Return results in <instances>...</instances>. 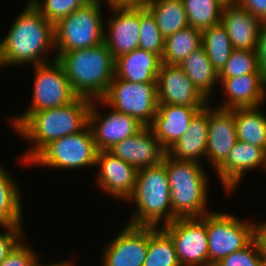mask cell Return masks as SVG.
<instances>
[{"instance_id": "1", "label": "cell", "mask_w": 266, "mask_h": 266, "mask_svg": "<svg viewBox=\"0 0 266 266\" xmlns=\"http://www.w3.org/2000/svg\"><path fill=\"white\" fill-rule=\"evenodd\" d=\"M92 100L77 97L73 102L38 112H25L11 120L20 136L30 141L28 153L20 156L23 164L29 161L49 142L80 132L88 124Z\"/></svg>"}, {"instance_id": "2", "label": "cell", "mask_w": 266, "mask_h": 266, "mask_svg": "<svg viewBox=\"0 0 266 266\" xmlns=\"http://www.w3.org/2000/svg\"><path fill=\"white\" fill-rule=\"evenodd\" d=\"M25 6L0 40V67L48 63L46 53L55 49L54 24L30 0Z\"/></svg>"}, {"instance_id": "3", "label": "cell", "mask_w": 266, "mask_h": 266, "mask_svg": "<svg viewBox=\"0 0 266 266\" xmlns=\"http://www.w3.org/2000/svg\"><path fill=\"white\" fill-rule=\"evenodd\" d=\"M55 56L78 97L101 100L105 96L115 77V59L105 42Z\"/></svg>"}, {"instance_id": "4", "label": "cell", "mask_w": 266, "mask_h": 266, "mask_svg": "<svg viewBox=\"0 0 266 266\" xmlns=\"http://www.w3.org/2000/svg\"><path fill=\"white\" fill-rule=\"evenodd\" d=\"M134 202L136 211L127 224L160 227L177 217L172 213L171 191L163 163L137 171L134 191L127 199Z\"/></svg>"}, {"instance_id": "5", "label": "cell", "mask_w": 266, "mask_h": 266, "mask_svg": "<svg viewBox=\"0 0 266 266\" xmlns=\"http://www.w3.org/2000/svg\"><path fill=\"white\" fill-rule=\"evenodd\" d=\"M162 163L170 184L172 213L177 218L202 217L208 213V180L201 164L175 160L167 154Z\"/></svg>"}, {"instance_id": "6", "label": "cell", "mask_w": 266, "mask_h": 266, "mask_svg": "<svg viewBox=\"0 0 266 266\" xmlns=\"http://www.w3.org/2000/svg\"><path fill=\"white\" fill-rule=\"evenodd\" d=\"M101 10V0H91L54 24L57 53L90 48L104 42V32L107 30Z\"/></svg>"}, {"instance_id": "7", "label": "cell", "mask_w": 266, "mask_h": 266, "mask_svg": "<svg viewBox=\"0 0 266 266\" xmlns=\"http://www.w3.org/2000/svg\"><path fill=\"white\" fill-rule=\"evenodd\" d=\"M98 152L91 127L87 124L80 132L49 142L29 161V165L83 169L96 166Z\"/></svg>"}, {"instance_id": "8", "label": "cell", "mask_w": 266, "mask_h": 266, "mask_svg": "<svg viewBox=\"0 0 266 266\" xmlns=\"http://www.w3.org/2000/svg\"><path fill=\"white\" fill-rule=\"evenodd\" d=\"M100 102L150 126L158 110L157 82L134 83L114 77Z\"/></svg>"}, {"instance_id": "9", "label": "cell", "mask_w": 266, "mask_h": 266, "mask_svg": "<svg viewBox=\"0 0 266 266\" xmlns=\"http://www.w3.org/2000/svg\"><path fill=\"white\" fill-rule=\"evenodd\" d=\"M254 223L221 212L206 213L208 266H214L229 254L252 241Z\"/></svg>"}, {"instance_id": "10", "label": "cell", "mask_w": 266, "mask_h": 266, "mask_svg": "<svg viewBox=\"0 0 266 266\" xmlns=\"http://www.w3.org/2000/svg\"><path fill=\"white\" fill-rule=\"evenodd\" d=\"M161 228L171 237L181 266H208L206 214L176 218Z\"/></svg>"}, {"instance_id": "11", "label": "cell", "mask_w": 266, "mask_h": 266, "mask_svg": "<svg viewBox=\"0 0 266 266\" xmlns=\"http://www.w3.org/2000/svg\"><path fill=\"white\" fill-rule=\"evenodd\" d=\"M34 90L25 112H38L73 102L78 96L72 90L62 65L54 55L51 62L35 65Z\"/></svg>"}, {"instance_id": "12", "label": "cell", "mask_w": 266, "mask_h": 266, "mask_svg": "<svg viewBox=\"0 0 266 266\" xmlns=\"http://www.w3.org/2000/svg\"><path fill=\"white\" fill-rule=\"evenodd\" d=\"M99 101L92 100L88 113V125L99 151H107L117 142L136 135L145 127L136 118L114 109L104 117L96 108Z\"/></svg>"}, {"instance_id": "13", "label": "cell", "mask_w": 266, "mask_h": 266, "mask_svg": "<svg viewBox=\"0 0 266 266\" xmlns=\"http://www.w3.org/2000/svg\"><path fill=\"white\" fill-rule=\"evenodd\" d=\"M125 225L102 251L101 266H143L148 248V226Z\"/></svg>"}, {"instance_id": "14", "label": "cell", "mask_w": 266, "mask_h": 266, "mask_svg": "<svg viewBox=\"0 0 266 266\" xmlns=\"http://www.w3.org/2000/svg\"><path fill=\"white\" fill-rule=\"evenodd\" d=\"M158 104L206 107L208 100L178 65L162 63L157 76Z\"/></svg>"}, {"instance_id": "15", "label": "cell", "mask_w": 266, "mask_h": 266, "mask_svg": "<svg viewBox=\"0 0 266 266\" xmlns=\"http://www.w3.org/2000/svg\"><path fill=\"white\" fill-rule=\"evenodd\" d=\"M104 42L113 58L137 49L140 38V7H112ZM109 32V33H108Z\"/></svg>"}, {"instance_id": "16", "label": "cell", "mask_w": 266, "mask_h": 266, "mask_svg": "<svg viewBox=\"0 0 266 266\" xmlns=\"http://www.w3.org/2000/svg\"><path fill=\"white\" fill-rule=\"evenodd\" d=\"M107 151L137 170L162 163L167 154L149 126H145L136 135L117 142Z\"/></svg>"}, {"instance_id": "17", "label": "cell", "mask_w": 266, "mask_h": 266, "mask_svg": "<svg viewBox=\"0 0 266 266\" xmlns=\"http://www.w3.org/2000/svg\"><path fill=\"white\" fill-rule=\"evenodd\" d=\"M96 166L99 167L96 182L110 196L127 200L134 191L137 169L113 156L108 151H99Z\"/></svg>"}, {"instance_id": "18", "label": "cell", "mask_w": 266, "mask_h": 266, "mask_svg": "<svg viewBox=\"0 0 266 266\" xmlns=\"http://www.w3.org/2000/svg\"><path fill=\"white\" fill-rule=\"evenodd\" d=\"M237 142L234 109L210 107L206 157L214 171L226 160Z\"/></svg>"}, {"instance_id": "19", "label": "cell", "mask_w": 266, "mask_h": 266, "mask_svg": "<svg viewBox=\"0 0 266 266\" xmlns=\"http://www.w3.org/2000/svg\"><path fill=\"white\" fill-rule=\"evenodd\" d=\"M266 170L265 149L237 140L226 160L215 170L226 193L234 192L243 176L258 167Z\"/></svg>"}, {"instance_id": "20", "label": "cell", "mask_w": 266, "mask_h": 266, "mask_svg": "<svg viewBox=\"0 0 266 266\" xmlns=\"http://www.w3.org/2000/svg\"><path fill=\"white\" fill-rule=\"evenodd\" d=\"M218 80L224 87L223 92L226 95V101L222 102L218 108L260 107L266 99V78L262 73L218 78Z\"/></svg>"}, {"instance_id": "21", "label": "cell", "mask_w": 266, "mask_h": 266, "mask_svg": "<svg viewBox=\"0 0 266 266\" xmlns=\"http://www.w3.org/2000/svg\"><path fill=\"white\" fill-rule=\"evenodd\" d=\"M204 108L158 104L157 113L149 127L167 151L188 130L193 117Z\"/></svg>"}, {"instance_id": "22", "label": "cell", "mask_w": 266, "mask_h": 266, "mask_svg": "<svg viewBox=\"0 0 266 266\" xmlns=\"http://www.w3.org/2000/svg\"><path fill=\"white\" fill-rule=\"evenodd\" d=\"M221 24L231 40L233 49L256 50L262 21L235 4H225Z\"/></svg>"}, {"instance_id": "23", "label": "cell", "mask_w": 266, "mask_h": 266, "mask_svg": "<svg viewBox=\"0 0 266 266\" xmlns=\"http://www.w3.org/2000/svg\"><path fill=\"white\" fill-rule=\"evenodd\" d=\"M209 128V104L191 120L188 130L173 144L167 155L175 160L201 163L206 157Z\"/></svg>"}, {"instance_id": "24", "label": "cell", "mask_w": 266, "mask_h": 266, "mask_svg": "<svg viewBox=\"0 0 266 266\" xmlns=\"http://www.w3.org/2000/svg\"><path fill=\"white\" fill-rule=\"evenodd\" d=\"M162 58L152 52L134 49L115 59V77L134 82H157Z\"/></svg>"}, {"instance_id": "25", "label": "cell", "mask_w": 266, "mask_h": 266, "mask_svg": "<svg viewBox=\"0 0 266 266\" xmlns=\"http://www.w3.org/2000/svg\"><path fill=\"white\" fill-rule=\"evenodd\" d=\"M191 79L198 91L207 99L216 83H219L218 73L213 68L205 49L201 46L193 51L178 65Z\"/></svg>"}, {"instance_id": "26", "label": "cell", "mask_w": 266, "mask_h": 266, "mask_svg": "<svg viewBox=\"0 0 266 266\" xmlns=\"http://www.w3.org/2000/svg\"><path fill=\"white\" fill-rule=\"evenodd\" d=\"M145 8L153 15L164 38L189 26L182 0H148Z\"/></svg>"}, {"instance_id": "27", "label": "cell", "mask_w": 266, "mask_h": 266, "mask_svg": "<svg viewBox=\"0 0 266 266\" xmlns=\"http://www.w3.org/2000/svg\"><path fill=\"white\" fill-rule=\"evenodd\" d=\"M258 108H234L237 140L266 149V115Z\"/></svg>"}, {"instance_id": "28", "label": "cell", "mask_w": 266, "mask_h": 266, "mask_svg": "<svg viewBox=\"0 0 266 266\" xmlns=\"http://www.w3.org/2000/svg\"><path fill=\"white\" fill-rule=\"evenodd\" d=\"M202 46V31L187 26L164 38L162 63L179 65L193 51Z\"/></svg>"}, {"instance_id": "29", "label": "cell", "mask_w": 266, "mask_h": 266, "mask_svg": "<svg viewBox=\"0 0 266 266\" xmlns=\"http://www.w3.org/2000/svg\"><path fill=\"white\" fill-rule=\"evenodd\" d=\"M0 165V225L23 226L20 186Z\"/></svg>"}, {"instance_id": "30", "label": "cell", "mask_w": 266, "mask_h": 266, "mask_svg": "<svg viewBox=\"0 0 266 266\" xmlns=\"http://www.w3.org/2000/svg\"><path fill=\"white\" fill-rule=\"evenodd\" d=\"M143 266H181L171 237L161 227L148 226V248Z\"/></svg>"}, {"instance_id": "31", "label": "cell", "mask_w": 266, "mask_h": 266, "mask_svg": "<svg viewBox=\"0 0 266 266\" xmlns=\"http://www.w3.org/2000/svg\"><path fill=\"white\" fill-rule=\"evenodd\" d=\"M202 47L213 68L219 73L233 50L231 40L221 22L202 31Z\"/></svg>"}, {"instance_id": "32", "label": "cell", "mask_w": 266, "mask_h": 266, "mask_svg": "<svg viewBox=\"0 0 266 266\" xmlns=\"http://www.w3.org/2000/svg\"><path fill=\"white\" fill-rule=\"evenodd\" d=\"M189 26L203 31L221 22V0H182Z\"/></svg>"}, {"instance_id": "33", "label": "cell", "mask_w": 266, "mask_h": 266, "mask_svg": "<svg viewBox=\"0 0 266 266\" xmlns=\"http://www.w3.org/2000/svg\"><path fill=\"white\" fill-rule=\"evenodd\" d=\"M138 48L152 52L162 58L164 37L161 35L153 15L145 6L140 7V38Z\"/></svg>"}, {"instance_id": "34", "label": "cell", "mask_w": 266, "mask_h": 266, "mask_svg": "<svg viewBox=\"0 0 266 266\" xmlns=\"http://www.w3.org/2000/svg\"><path fill=\"white\" fill-rule=\"evenodd\" d=\"M253 73H261L256 50L233 49L225 66L218 73V78H230Z\"/></svg>"}, {"instance_id": "35", "label": "cell", "mask_w": 266, "mask_h": 266, "mask_svg": "<svg viewBox=\"0 0 266 266\" xmlns=\"http://www.w3.org/2000/svg\"><path fill=\"white\" fill-rule=\"evenodd\" d=\"M41 14L52 24L84 7L91 0H30ZM44 1V3L42 2Z\"/></svg>"}, {"instance_id": "36", "label": "cell", "mask_w": 266, "mask_h": 266, "mask_svg": "<svg viewBox=\"0 0 266 266\" xmlns=\"http://www.w3.org/2000/svg\"><path fill=\"white\" fill-rule=\"evenodd\" d=\"M214 266H263L253 241L221 259Z\"/></svg>"}, {"instance_id": "37", "label": "cell", "mask_w": 266, "mask_h": 266, "mask_svg": "<svg viewBox=\"0 0 266 266\" xmlns=\"http://www.w3.org/2000/svg\"><path fill=\"white\" fill-rule=\"evenodd\" d=\"M34 251L21 240L0 263V266H33L38 259L37 252Z\"/></svg>"}, {"instance_id": "38", "label": "cell", "mask_w": 266, "mask_h": 266, "mask_svg": "<svg viewBox=\"0 0 266 266\" xmlns=\"http://www.w3.org/2000/svg\"><path fill=\"white\" fill-rule=\"evenodd\" d=\"M5 229V233H0V263L7 257V255L14 249V247L21 241L23 236L22 226H7L0 225Z\"/></svg>"}, {"instance_id": "39", "label": "cell", "mask_w": 266, "mask_h": 266, "mask_svg": "<svg viewBox=\"0 0 266 266\" xmlns=\"http://www.w3.org/2000/svg\"><path fill=\"white\" fill-rule=\"evenodd\" d=\"M257 223L253 227L252 241L257 248L263 266H266V222L257 221Z\"/></svg>"}, {"instance_id": "40", "label": "cell", "mask_w": 266, "mask_h": 266, "mask_svg": "<svg viewBox=\"0 0 266 266\" xmlns=\"http://www.w3.org/2000/svg\"><path fill=\"white\" fill-rule=\"evenodd\" d=\"M259 70L266 78V20L262 21L256 47Z\"/></svg>"}, {"instance_id": "41", "label": "cell", "mask_w": 266, "mask_h": 266, "mask_svg": "<svg viewBox=\"0 0 266 266\" xmlns=\"http://www.w3.org/2000/svg\"><path fill=\"white\" fill-rule=\"evenodd\" d=\"M236 4L261 21L266 20V0H237Z\"/></svg>"}, {"instance_id": "42", "label": "cell", "mask_w": 266, "mask_h": 266, "mask_svg": "<svg viewBox=\"0 0 266 266\" xmlns=\"http://www.w3.org/2000/svg\"><path fill=\"white\" fill-rule=\"evenodd\" d=\"M109 8L112 7H142L148 0H105Z\"/></svg>"}, {"instance_id": "43", "label": "cell", "mask_w": 266, "mask_h": 266, "mask_svg": "<svg viewBox=\"0 0 266 266\" xmlns=\"http://www.w3.org/2000/svg\"><path fill=\"white\" fill-rule=\"evenodd\" d=\"M40 260H36V262L34 263L33 266H73L72 262L66 261V262H57V263H52V264H48V265H43L39 263Z\"/></svg>"}, {"instance_id": "44", "label": "cell", "mask_w": 266, "mask_h": 266, "mask_svg": "<svg viewBox=\"0 0 266 266\" xmlns=\"http://www.w3.org/2000/svg\"><path fill=\"white\" fill-rule=\"evenodd\" d=\"M222 2H224L225 4H235L237 2V0H221Z\"/></svg>"}, {"instance_id": "45", "label": "cell", "mask_w": 266, "mask_h": 266, "mask_svg": "<svg viewBox=\"0 0 266 266\" xmlns=\"http://www.w3.org/2000/svg\"><path fill=\"white\" fill-rule=\"evenodd\" d=\"M265 165H266V149H265Z\"/></svg>"}]
</instances>
